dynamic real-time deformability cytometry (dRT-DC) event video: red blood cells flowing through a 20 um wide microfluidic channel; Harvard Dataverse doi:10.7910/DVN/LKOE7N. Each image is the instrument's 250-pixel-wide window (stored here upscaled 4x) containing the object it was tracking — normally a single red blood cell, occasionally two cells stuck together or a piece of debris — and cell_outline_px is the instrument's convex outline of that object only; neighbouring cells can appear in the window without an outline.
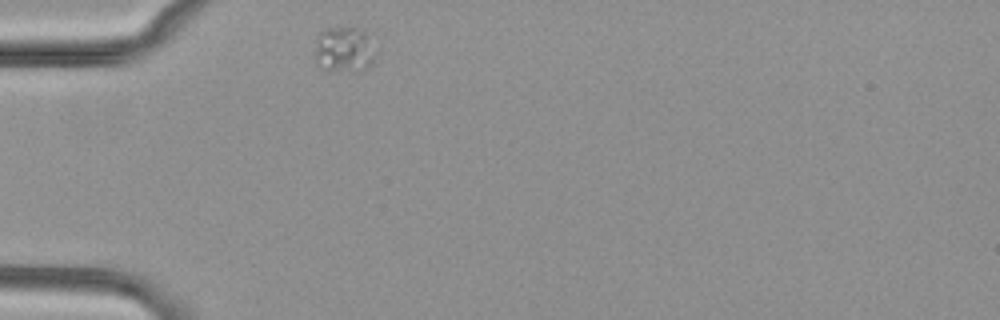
{"species": "common noctule bat (a hibernating species)", "species_latin": "Nyctalus noctula", "temperature_condition": "cold", "stored_images_in_passage": 31, "camera_frame_rate_fps": 3000, "um_per_image_px": 0.085, "animal": {"sex": "female", "body_mass_g": 29.2, "forearm_length_mm": 56.3}, "frame": {"image": 1, "passage_image": 1, "time_ms": 0.0, "image_size_px": [1000, 320], "cell_outline_px": [[380, 52], [372, 64], [368, 68], [360, 72], [328, 72], [316, 60], [316, 36], [324, 28], [356, 28], [364, 32]], "centroid_in_image_um": [29.32, 4.26], "position_along_channel_um": 55.7, "area_um2": 16.76}}
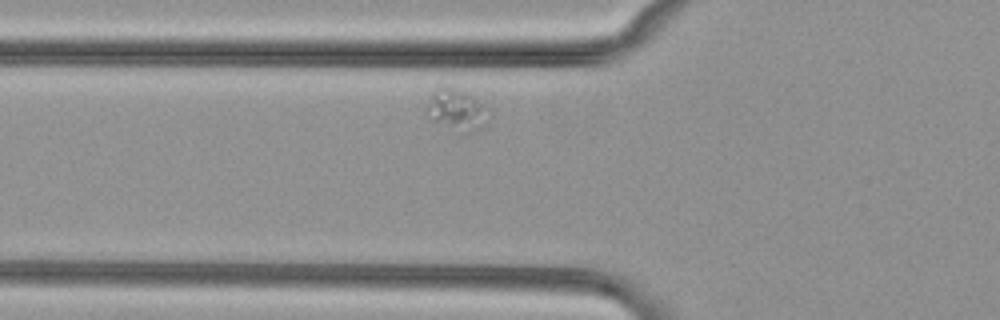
{"frame": {"image": 2, "passage_image": 5, "time_ms": 1.333, "image_size_px": [1000, 320], "cell_outline_px": [[484, 124], [480, 128], [472, 132], [460, 132], [432, 120], [428, 108], [432, 96], [436, 88], [444, 84], [468, 92], [480, 104]], "centroid_in_image_um": [38.74, 9.3], "position_along_channel_um": 87.1, "area_um2": 13.76}}
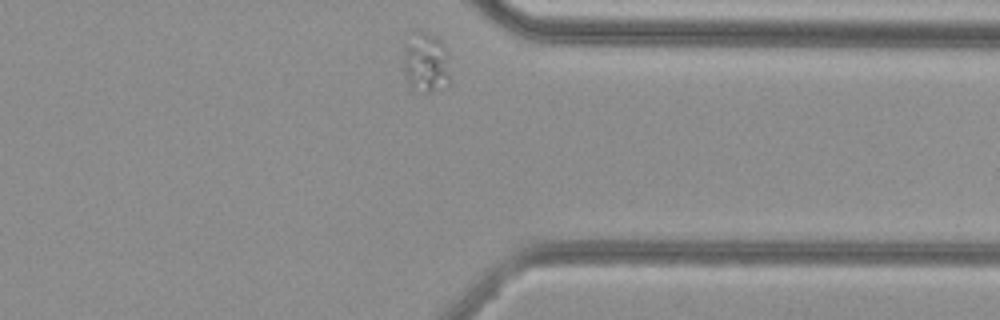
{"frame": {"image": 3, "passage_image": 31, "time_ms": 10.0, "image_size_px": [1000, 320], "cell_outline_px": [[452, 84], [432, 92], [424, 92], [408, 84], [404, 76], [404, 52], [416, 32], [424, 32], [440, 40], [444, 44]], "centroid_in_image_um": [36.25, 5.41], "position_along_channel_um": 375.1, "area_um2": 15.95}}